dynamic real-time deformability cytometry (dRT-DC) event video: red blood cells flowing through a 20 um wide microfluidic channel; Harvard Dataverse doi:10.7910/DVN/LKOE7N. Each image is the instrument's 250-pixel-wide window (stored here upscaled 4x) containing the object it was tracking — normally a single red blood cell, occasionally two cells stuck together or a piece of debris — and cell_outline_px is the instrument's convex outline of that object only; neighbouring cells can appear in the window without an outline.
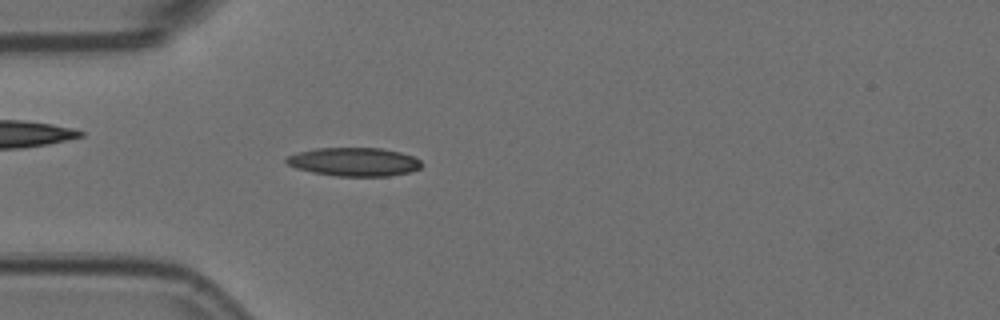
{"species": "Egyptian fruit bat (a non-hibernating species)", "species_latin": "Rousettus aegyptiacus", "temperature_condition": "room temperature", "stored_images_in_passage": 1, "camera_frame_rate_fps": 3000, "um_per_image_px": 0.085, "animal": {"sex": "female"}, "frame": {"image": 1, "passage_image": 1, "time_ms": 0.0, "image_size_px": [1000, 320], "cell_outline_px": [[424, 164], [420, 168], [408, 172], [388, 176], [336, 176], [312, 172], [296, 168], [288, 164], [284, 160], [288, 156], [300, 152], [316, 148], [380, 148], [400, 152], [412, 156], [420, 160]], "centroid_in_image_um": [30.11, 13.76], "position_along_channel_um": 54.9, "area_um2": 22.37}}